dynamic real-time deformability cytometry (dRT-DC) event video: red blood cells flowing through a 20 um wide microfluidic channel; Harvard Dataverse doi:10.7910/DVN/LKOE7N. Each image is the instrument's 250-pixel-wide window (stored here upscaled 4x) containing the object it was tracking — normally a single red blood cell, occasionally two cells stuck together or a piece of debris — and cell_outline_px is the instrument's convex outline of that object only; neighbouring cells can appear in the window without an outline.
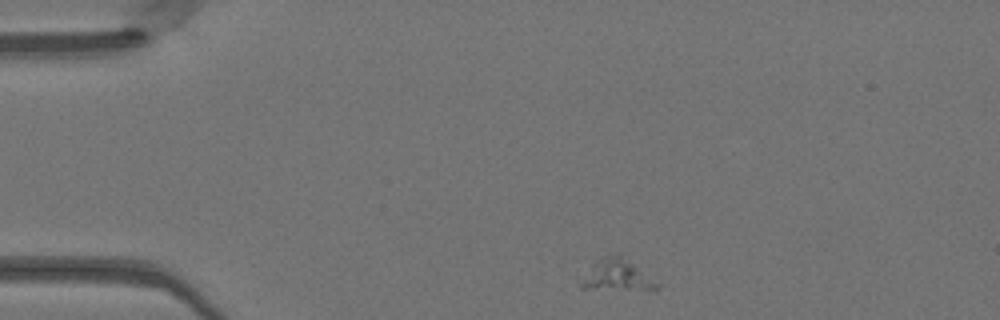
{"species": "Egyptian fruit bat (a non-hibernating species)", "species_latin": "Rousettus aegyptiacus", "temperature_condition": "warm", "stored_images_in_passage": 23, "camera_frame_rate_fps": 3000, "um_per_image_px": 0.085, "animal": {"sex": "female"}, "frame": {"image": 1, "passage_image": 1, "time_ms": 0.0, "image_size_px": [1000, 320], "cell_outline_px": [[660, 288], [656, 292], [580, 288], [580, 284], [592, 264], [596, 260], [616, 252], [620, 252], [660, 284]], "centroid_in_image_um": [52.55, 23.42], "position_along_channel_um": 32.4, "area_um2": 14.57}}
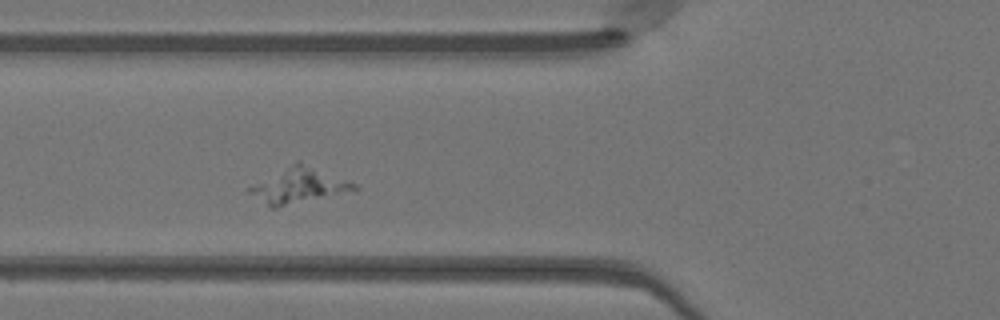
{"frame": {"image": 2, "passage_image": 10, "time_ms": 3.0, "image_size_px": [1000, 320], "cell_outline_px": [[360, 188], [276, 208], [272, 208], [248, 192], [248, 188], [296, 160], [300, 160], [348, 180], [356, 184]], "centroid_in_image_um": [25.4, 15.74], "position_along_channel_um": 100.4, "area_um2": 21.04}}
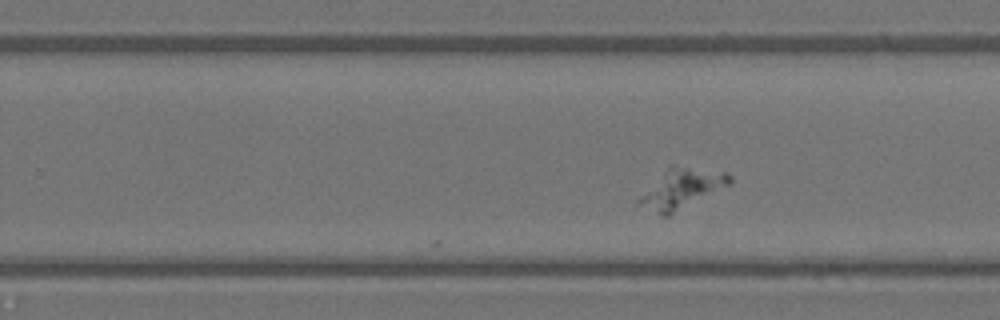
{"frame": {"image": 3, "passage_image": 23, "time_ms": 7.333, "image_size_px": [1000, 320], "cell_outline_px": [[732, 180], [728, 184], [668, 216], [660, 216], [636, 204], [636, 200], [672, 164], [728, 172], [732, 176]], "centroid_in_image_um": [57.91, 16.03], "position_along_channel_um": 271.9, "area_um2": 20.52}}